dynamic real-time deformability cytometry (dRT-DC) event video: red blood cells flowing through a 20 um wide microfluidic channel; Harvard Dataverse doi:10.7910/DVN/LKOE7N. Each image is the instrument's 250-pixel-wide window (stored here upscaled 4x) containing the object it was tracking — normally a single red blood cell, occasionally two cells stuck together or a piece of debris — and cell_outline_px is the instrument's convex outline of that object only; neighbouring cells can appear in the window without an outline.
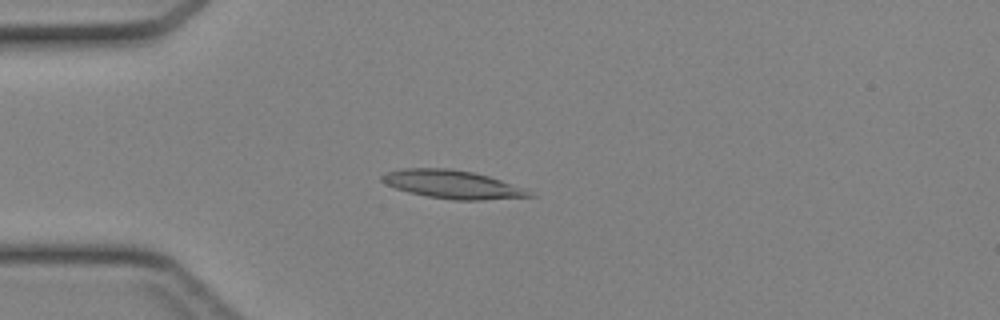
{"species": "Egyptian fruit bat (a non-hibernating species)", "species_latin": "Rousettus aegyptiacus", "temperature_condition": "cold", "stored_images_in_passage": 31, "camera_frame_rate_fps": 3000, "um_per_image_px": 0.085, "animal": {"sex": "female"}, "frame": {"image": 1, "passage_image": 1, "time_ms": 0.0, "image_size_px": [1000, 320], "cell_outline_px": [[536, 196], [480, 200], [452, 200], [428, 196], [408, 192], [384, 184], [380, 180], [380, 176], [388, 172], [404, 168], [448, 168], [472, 172], [488, 176], [500, 180], [520, 188]], "centroid_in_image_um": [38.36, 15.67], "position_along_channel_um": 46.6, "area_um2": 23.87}}
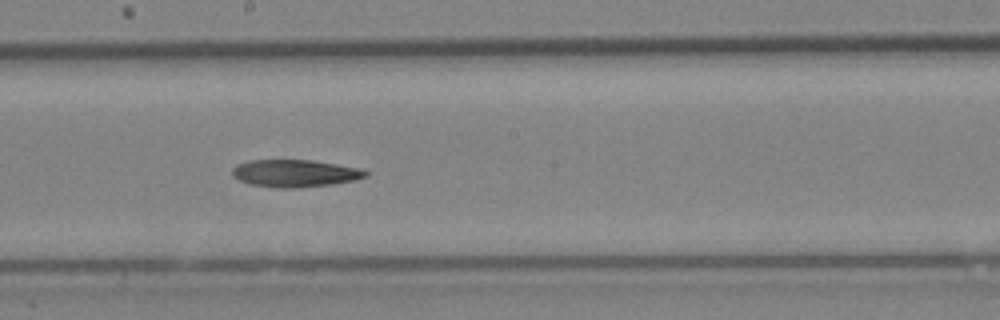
{"frame": {"image": 2, "passage_image": 14, "time_ms": 4.333, "image_size_px": [1000, 320], "cell_outline_px": [[368, 176], [356, 180], [332, 184], [296, 188], [276, 188], [248, 184], [232, 176], [232, 168], [236, 164], [248, 160], [312, 160], [360, 168], [368, 172]], "centroid_in_image_um": [25.05, 14.73], "position_along_channel_um": 223.2, "area_um2": 21.44}}
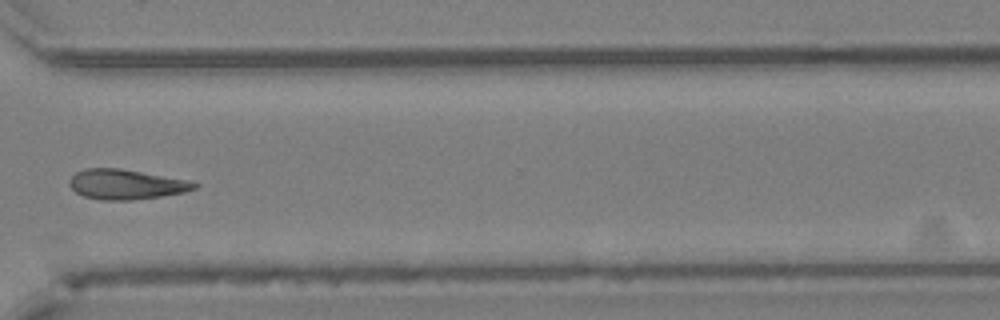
{"frame": {"image": 3, "passage_image": 23, "time_ms": 7.333, "image_size_px": [1000, 320], "cell_outline_px": [[200, 184], [196, 188], [184, 192], [160, 196], [132, 200], [100, 200], [84, 196], [76, 192], [68, 184], [68, 180], [76, 172], [84, 168], [120, 168], [184, 180]], "centroid_in_image_um": [10.65, 15.67], "position_along_channel_um": 360.0, "area_um2": 21.56}}